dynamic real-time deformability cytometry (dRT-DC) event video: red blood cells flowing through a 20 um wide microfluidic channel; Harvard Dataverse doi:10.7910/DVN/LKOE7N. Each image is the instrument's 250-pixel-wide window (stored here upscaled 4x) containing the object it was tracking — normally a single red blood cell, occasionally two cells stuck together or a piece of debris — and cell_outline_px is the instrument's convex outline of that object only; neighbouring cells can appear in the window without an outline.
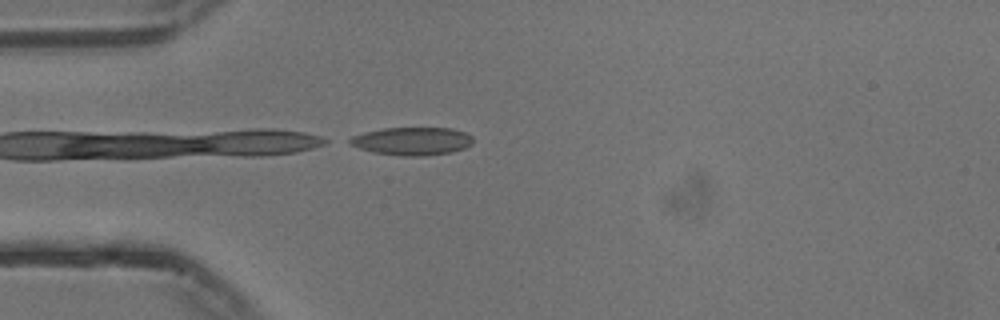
{"species": "common noctule bat (a hibernating species)", "species_latin": "Nyctalus noctula", "temperature_condition": "cold", "stored_images_in_passage": 34, "camera_frame_rate_fps": 3000, "um_per_image_px": 0.085, "animal": {"sex": "male", "body_mass_g": 13.3}, "frame": {"image": 1, "passage_image": 1, "time_ms": 0.0, "image_size_px": [1000, 320], "cell_outline_px": [[472, 144], [464, 148], [452, 152], [424, 156], [404, 156], [372, 152], [348, 144], [344, 140], [352, 136], [364, 132], [384, 128], [452, 128], [464, 132], [472, 136]], "centroid_in_image_um": [34.99, 12.0], "position_along_channel_um": 50.0, "area_um2": 20.23}}
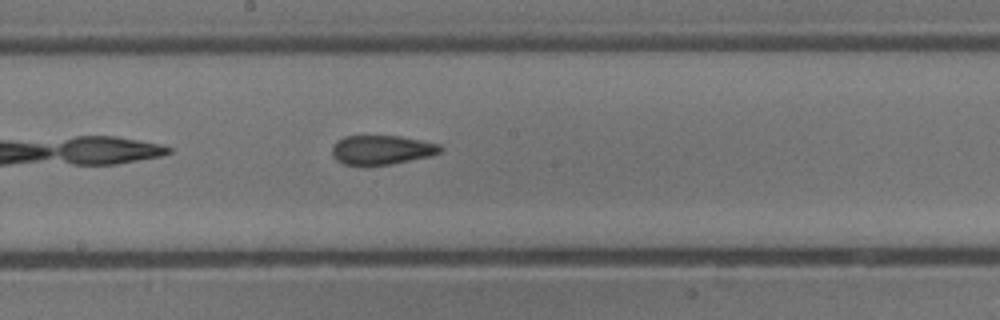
{"frame": {"image": 2, "passage_image": 15, "time_ms": 4.667, "image_size_px": [1000, 320], "cell_outline_px": [[444, 148], [440, 152], [432, 156], [392, 164], [344, 164], [336, 160], [332, 156], [332, 148], [336, 140], [344, 136], [400, 136], [440, 144]], "centroid_in_image_um": [32.46, 12.73], "position_along_channel_um": 215.7, "area_um2": 18.44}}
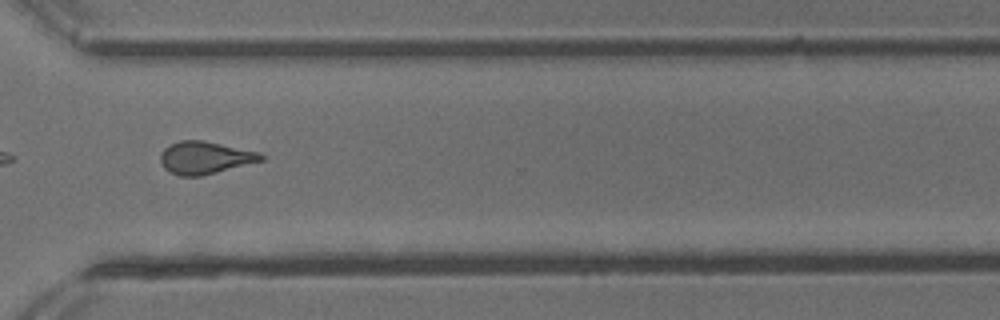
{"frame": {"image": 3, "passage_image": 26, "time_ms": 8.333, "image_size_px": [1000, 320], "cell_outline_px": [[264, 160], [200, 176], [180, 176], [168, 172], [164, 168], [160, 160], [160, 152], [164, 148], [180, 140], [204, 140], [260, 152], [264, 156]], "centroid_in_image_um": [17.4, 13.4], "position_along_channel_um": 353.2, "area_um2": 19.07}, "authors_computed_cell_mechanics": {"area_um2": 19.0162, "velocity_mm_per_s": 3.754, "shape_relaxation_time_tau1_ms": null, "shape_relaxation_time_tau2_ms": 2.4824, "deformation_change_tau1": null, "deformation_change_tau2": 0.1081}}